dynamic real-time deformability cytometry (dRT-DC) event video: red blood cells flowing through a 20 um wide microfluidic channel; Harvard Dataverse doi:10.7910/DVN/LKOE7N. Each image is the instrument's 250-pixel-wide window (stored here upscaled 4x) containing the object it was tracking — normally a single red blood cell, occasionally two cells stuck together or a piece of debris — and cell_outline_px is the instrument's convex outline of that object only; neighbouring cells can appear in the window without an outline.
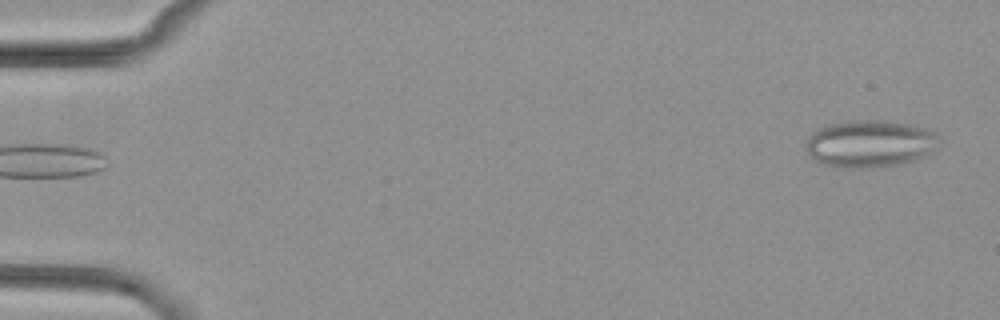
{"species": "common noctule bat (a hibernating species)", "species_latin": "Nyctalus noctula", "temperature_condition": "cold", "stored_images_in_passage": 4, "camera_frame_rate_fps": 3000, "um_per_image_px": 0.085, "animal": {"sex": "female", "body_mass_g": 29.2, "forearm_length_mm": 56.3}, "frame": {"image": 1, "passage_image": 4, "time_ms": 3.667, "image_size_px": [1000, 320], "cell_outline_px": [[936, 148], [912, 160], [900, 164], [864, 168], [840, 168], [824, 164], [816, 160], [808, 152], [808, 136], [816, 128], [824, 124], [848, 120], [884, 120], [908, 124], [924, 128], [932, 132], [936, 136]], "centroid_in_image_um": [73.86, 12.19], "position_along_channel_um": 11.1, "area_um2": 36.24}}